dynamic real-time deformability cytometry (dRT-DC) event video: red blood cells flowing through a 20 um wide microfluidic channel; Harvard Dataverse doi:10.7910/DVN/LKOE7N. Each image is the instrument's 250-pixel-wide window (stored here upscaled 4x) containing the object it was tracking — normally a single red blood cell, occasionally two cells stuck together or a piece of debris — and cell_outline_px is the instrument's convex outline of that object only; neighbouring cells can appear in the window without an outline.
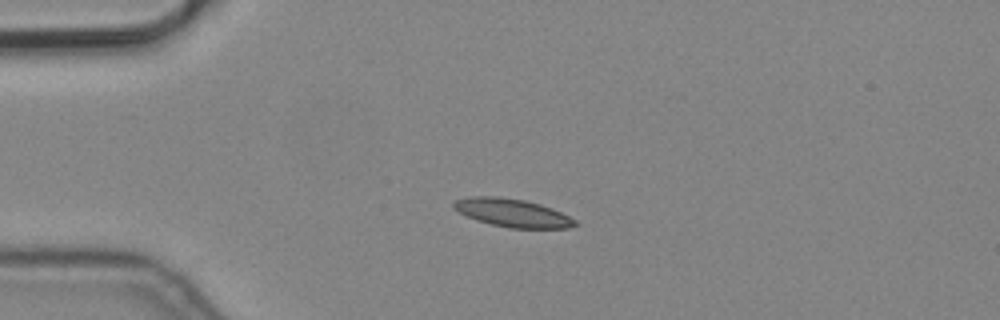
{"species": "common noctule bat (a hibernating species)", "species_latin": "Nyctalus noctula", "temperature_condition": "cold", "stored_images_in_passage": 2, "camera_frame_rate_fps": 3000, "um_per_image_px": 0.085, "animal": {"sex": "male", "body_mass_g": 19.2, "forearm_length_mm": 51.8}, "frame": {"image": 1, "passage_image": 2, "time_ms": 0.333, "image_size_px": [1000, 320], "cell_outline_px": [[580, 224], [568, 228], [508, 228], [476, 220], [452, 208], [452, 204], [456, 200], [472, 196], [500, 196], [524, 200], [540, 204], [552, 208], [576, 220]], "centroid_in_image_um": [43.57, 18.09], "position_along_channel_um": 41.4, "area_um2": 19.88}}